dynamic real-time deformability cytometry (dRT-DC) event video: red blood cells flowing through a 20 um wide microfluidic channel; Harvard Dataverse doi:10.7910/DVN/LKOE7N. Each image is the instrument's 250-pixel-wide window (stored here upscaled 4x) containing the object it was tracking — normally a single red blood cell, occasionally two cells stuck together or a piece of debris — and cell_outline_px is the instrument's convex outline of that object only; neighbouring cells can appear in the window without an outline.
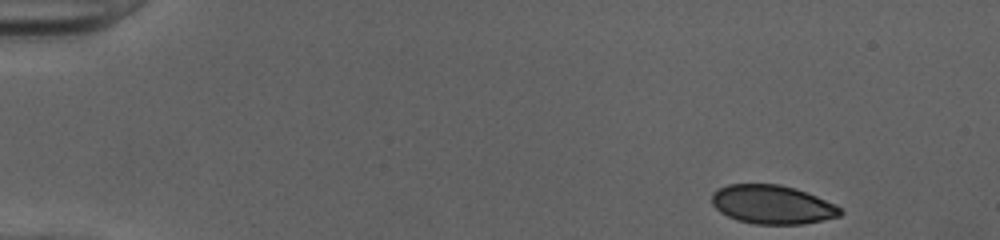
{"species": "human", "species_latin": "Homo sapiens", "temperature_condition": "cold", "stored_images_in_passage": 46, "camera_frame_rate_fps": 3000, "um_per_image_px": 0.085, "donor": {"sex": "female"}, "frame": {"image": 1, "passage_image": 1, "time_ms": 0.0, "image_size_px": [1000, 240], "cell_outline_px": [[844, 212], [840, 216], [804, 224], [756, 224], [736, 220], [720, 212], [712, 204], [712, 192], [728, 184], [780, 184], [796, 188], [836, 204]], "centroid_in_image_um": [65.65, 17.39], "position_along_channel_um": 19.3, "area_um2": 29.13}}
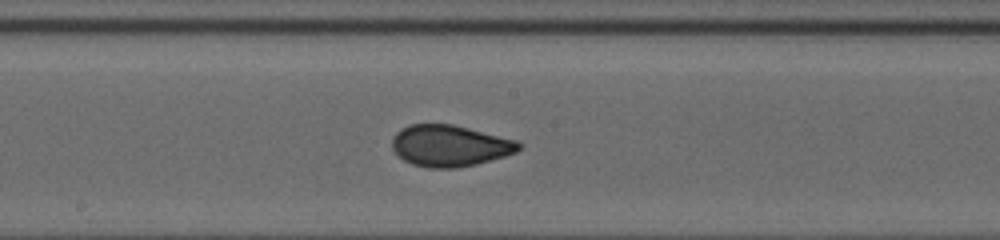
{"frame": {"image": 2, "passage_image": 24, "time_ms": 7.667, "image_size_px": [1000, 240], "cell_outline_px": [[524, 144], [516, 152], [504, 156], [476, 164], [456, 168], [428, 168], [412, 164], [404, 160], [392, 148], [392, 136], [400, 128], [408, 124], [452, 124], [516, 140]], "centroid_in_image_um": [38.21, 12.38], "position_along_channel_um": 210.0, "area_um2": 30.58}}
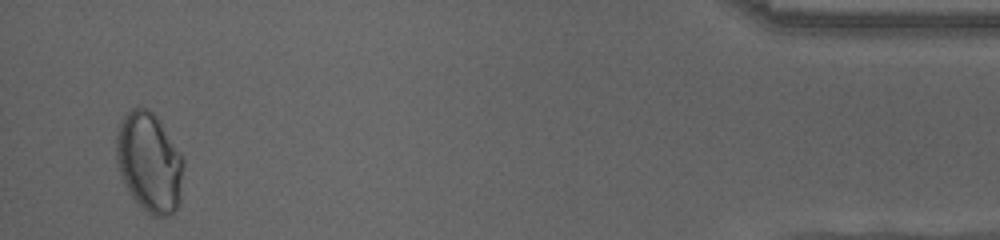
{"frame": {"image": 3, "passage_image": 45, "time_ms": 14.667, "image_size_px": [1000, 240], "cell_outline_px": [[184, 164], [180, 200], [176, 208], [168, 216], [152, 216], [132, 196], [124, 184], [116, 160], [116, 136], [120, 124], [124, 116], [132, 108], [144, 108], [152, 112], [156, 116], [180, 152], [184, 160]], "centroid_in_image_um": [12.7, 13.8], "position_along_channel_um": 422.5, "area_um2": 38.61}}